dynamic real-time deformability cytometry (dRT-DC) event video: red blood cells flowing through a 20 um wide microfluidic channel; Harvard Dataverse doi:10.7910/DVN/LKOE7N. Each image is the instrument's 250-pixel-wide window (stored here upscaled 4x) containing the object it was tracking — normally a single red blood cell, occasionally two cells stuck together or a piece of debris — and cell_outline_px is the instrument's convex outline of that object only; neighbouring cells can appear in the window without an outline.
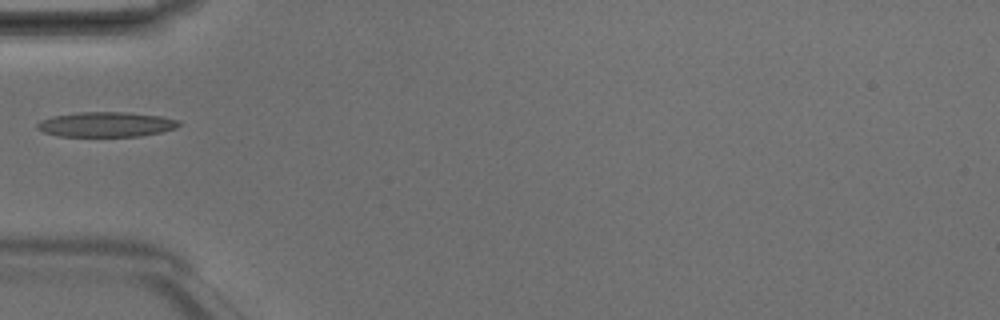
{"species": "Egyptian fruit bat (a non-hibernating species)", "species_latin": "Rousettus aegyptiacus", "temperature_condition": "room temperature", "stored_images_in_passage": 5, "camera_frame_rate_fps": 3000, "um_per_image_px": 0.085, "animal": {"sex": "male"}, "frame": {"image": 1, "passage_image": 4, "time_ms": 1.0, "image_size_px": [1000, 320], "cell_outline_px": [[180, 124], [176, 128], [160, 132], [140, 136], [60, 136], [44, 132], [36, 128], [36, 124], [40, 120], [52, 116], [80, 112], [128, 112], [160, 116], [180, 120]], "centroid_in_image_um": [9.01, 10.57], "position_along_channel_um": 76.0, "area_um2": 20.58}}